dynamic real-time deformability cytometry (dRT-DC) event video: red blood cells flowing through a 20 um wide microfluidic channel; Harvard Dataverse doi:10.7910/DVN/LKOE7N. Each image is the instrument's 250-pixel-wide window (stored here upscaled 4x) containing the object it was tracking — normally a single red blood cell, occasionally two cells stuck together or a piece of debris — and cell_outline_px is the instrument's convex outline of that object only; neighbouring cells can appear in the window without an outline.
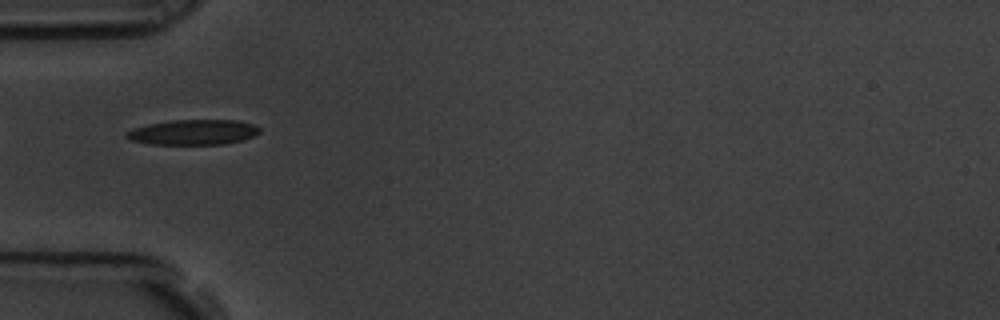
{"species": "common noctule bat (a hibernating species)", "species_latin": "Nyctalus noctula", "temperature_condition": "room temperature", "stored_images_in_passage": 6, "camera_frame_rate_fps": 3000, "um_per_image_px": 0.085, "animal": {"sex": "male", "body_mass_g": 19.5, "forearm_length_mm": 54.6}, "frame": {"image": 1, "passage_image": 4, "time_ms": 1.0, "image_size_px": [1000, 320], "cell_outline_px": [[260, 132], [244, 140], [224, 144], [148, 144], [132, 140], [124, 136], [124, 132], [132, 128], [148, 124], [172, 120], [236, 120], [256, 124], [260, 128]], "centroid_in_image_um": [16.42, 11.23], "position_along_channel_um": 68.6, "area_um2": 19.71}}
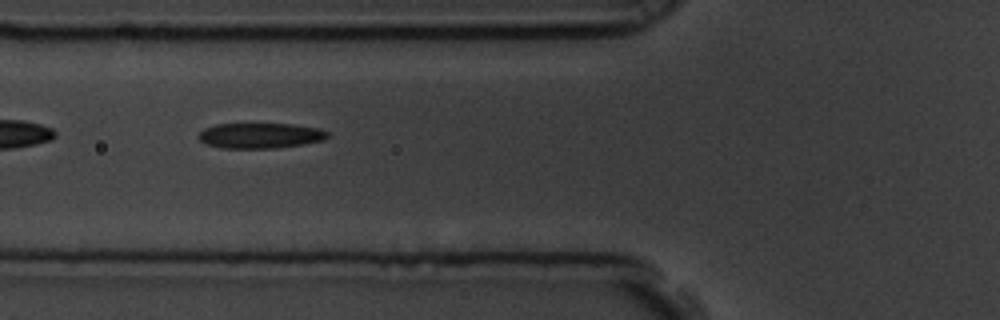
{"frame": {"image": 2, "passage_image": 5, "time_ms": 1.333, "image_size_px": [1000, 320], "cell_outline_px": [[328, 136], [324, 140], [304, 144], [276, 148], [224, 148], [204, 144], [196, 136], [204, 128], [216, 124], [292, 124], [320, 128], [328, 132]], "centroid_in_image_um": [22.11, 11.53], "position_along_channel_um": 103.7, "area_um2": 19.19}}
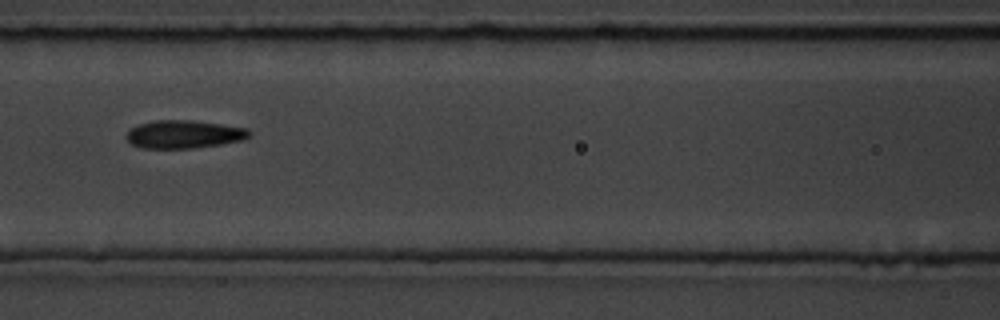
{"frame": {"image": 3, "passage_image": 6, "time_ms": 1.667, "image_size_px": [1000, 320], "cell_outline_px": [[252, 136], [244, 140], [220, 144], [192, 148], [144, 148], [132, 144], [124, 136], [132, 128], [140, 124], [156, 120], [192, 120], [248, 128], [252, 132]], "centroid_in_image_um": [15.69, 11.41], "position_along_channel_um": 150.9, "area_um2": 20.06}}